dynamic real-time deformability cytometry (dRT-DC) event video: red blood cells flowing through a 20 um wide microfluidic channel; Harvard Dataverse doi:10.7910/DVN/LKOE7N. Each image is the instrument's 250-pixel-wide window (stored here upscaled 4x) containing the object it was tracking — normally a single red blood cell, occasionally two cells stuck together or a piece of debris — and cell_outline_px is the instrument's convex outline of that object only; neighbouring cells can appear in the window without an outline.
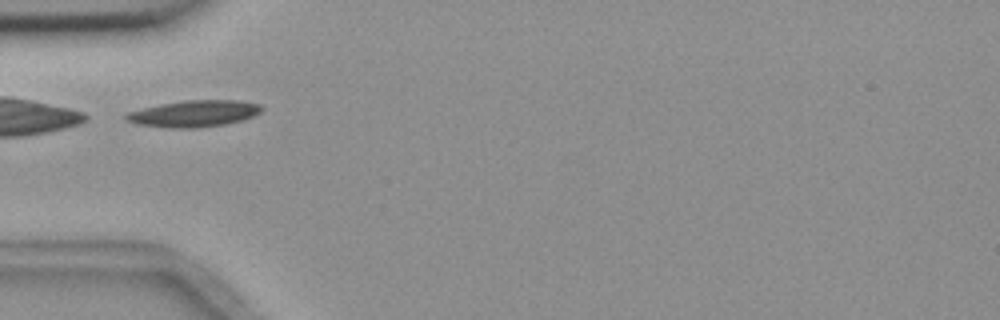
{"species": "common noctule bat (a hibernating species)", "species_latin": "Nyctalus noctula", "temperature_condition": "room temperature", "stored_images_in_passage": 5, "camera_frame_rate_fps": 3000, "um_per_image_px": 0.085, "animal": {"sex": "female", "body_mass_g": 18.4}, "frame": {"image": 1, "passage_image": 3, "time_ms": 3.0, "image_size_px": [1000, 320], "cell_outline_px": [[264, 108], [260, 112], [244, 120], [224, 124], [200, 128], [164, 128], [136, 124], [124, 120], [124, 116], [128, 112], [160, 104], [184, 100], [240, 100], [260, 104]], "centroid_in_image_um": [16.48, 9.66], "position_along_channel_um": 68.5, "area_um2": 21.21}}
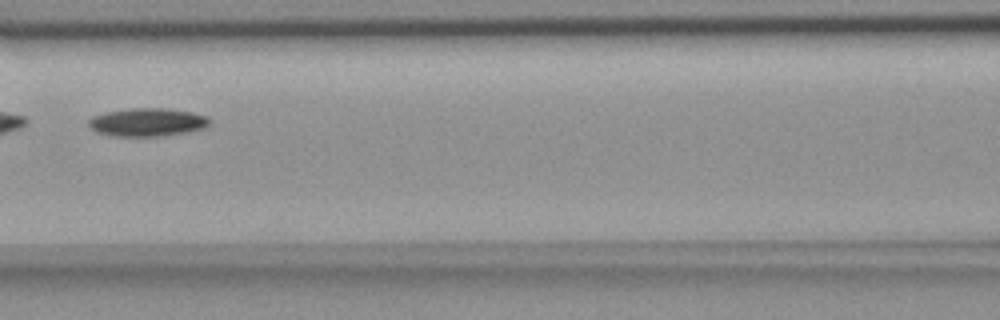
{"frame": {"image": 2, "passage_image": 5, "time_ms": 5.333, "image_size_px": [1000, 320], "cell_outline_px": [[212, 120], [204, 128], [184, 132], [160, 136], [112, 136], [96, 132], [88, 128], [88, 120], [92, 116], [108, 112], [132, 108], [168, 108], [192, 112], [208, 116]], "centroid_in_image_um": [12.51, 10.38], "position_along_channel_um": 154.1, "area_um2": 19.94}}